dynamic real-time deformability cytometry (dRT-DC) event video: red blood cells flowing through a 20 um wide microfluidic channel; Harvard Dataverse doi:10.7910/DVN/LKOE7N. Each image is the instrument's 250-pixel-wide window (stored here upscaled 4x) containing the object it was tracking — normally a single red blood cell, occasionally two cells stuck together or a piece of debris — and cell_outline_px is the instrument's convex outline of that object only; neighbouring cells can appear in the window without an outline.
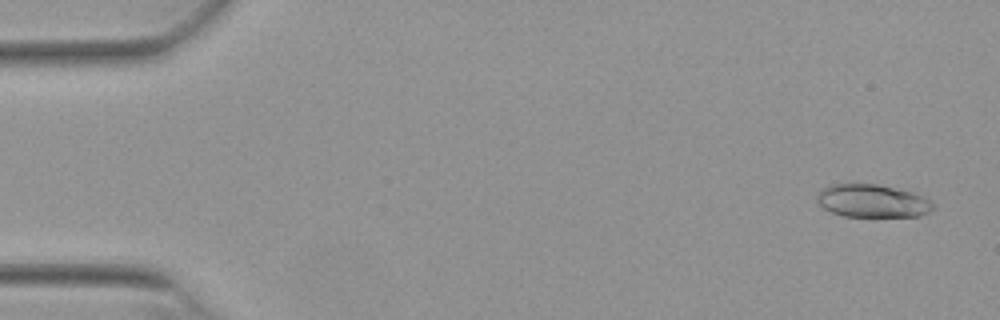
{"species": "Egyptian fruit bat (a non-hibernating species)", "species_latin": "Rousettus aegyptiacus", "temperature_condition": "warm", "stored_images_in_passage": 53, "camera_frame_rate_fps": 3000, "um_per_image_px": 0.085, "animal": {"sex": "female"}, "frame": {"image": 1, "passage_image": 3, "time_ms": 0.667, "image_size_px": [1000, 320], "cell_outline_px": [[936, 204], [928, 212], [920, 216], [844, 216], [832, 212], [824, 208], [816, 200], [816, 192], [828, 184], [876, 184], [912, 192], [924, 196]], "centroid_in_image_um": [74.13, 17.07], "position_along_channel_um": 10.9, "area_um2": 22.31}}
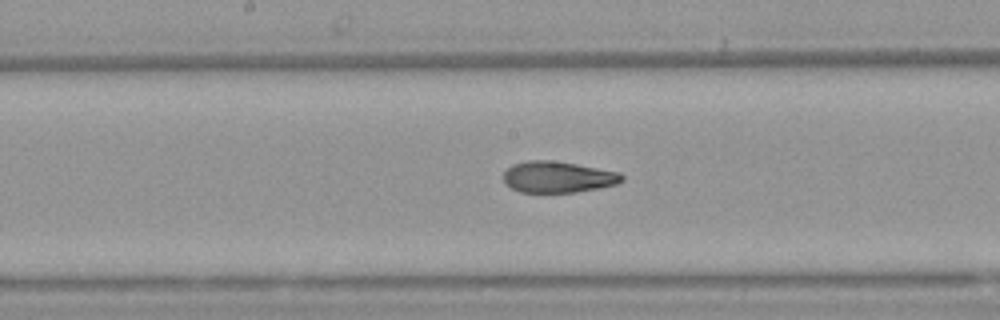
{"frame": {"image": 2, "passage_image": 28, "time_ms": 9.0, "image_size_px": [1000, 320], "cell_outline_px": [[624, 180], [616, 184], [600, 188], [576, 192], [520, 192], [504, 184], [504, 172], [512, 164], [528, 160], [552, 160], [576, 164], [620, 172], [624, 176]], "centroid_in_image_um": [47.42, 15.04], "position_along_channel_um": 200.8, "area_um2": 21.68}}
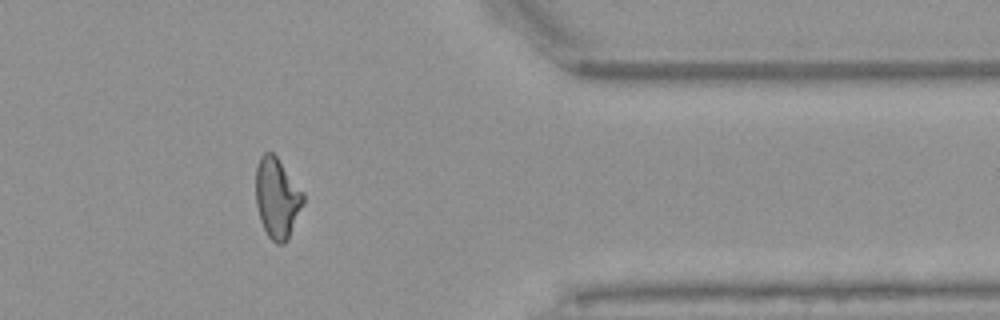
{"frame": {"image": 3, "passage_image": 44, "time_ms": 14.333, "image_size_px": [1000, 320], "cell_outline_px": [[304, 204], [288, 240], [284, 244], [276, 244], [268, 236], [260, 220], [256, 204], [256, 168], [260, 156], [264, 152], [272, 152], [276, 156], [304, 192]], "centroid_in_image_um": [23.56, 16.85], "position_along_channel_um": 387.8, "area_um2": 22.37}, "authors_computed_cell_mechanics": {"area_um2": 22.3686, "velocity_mm_per_s": 3.8529, "shape_relaxation_time_tau1_ms": null, "shape_relaxation_time_tau2_ms": 2.4177, "deformation_change_tau1": null, "deformation_change_tau2": 0.0977}}